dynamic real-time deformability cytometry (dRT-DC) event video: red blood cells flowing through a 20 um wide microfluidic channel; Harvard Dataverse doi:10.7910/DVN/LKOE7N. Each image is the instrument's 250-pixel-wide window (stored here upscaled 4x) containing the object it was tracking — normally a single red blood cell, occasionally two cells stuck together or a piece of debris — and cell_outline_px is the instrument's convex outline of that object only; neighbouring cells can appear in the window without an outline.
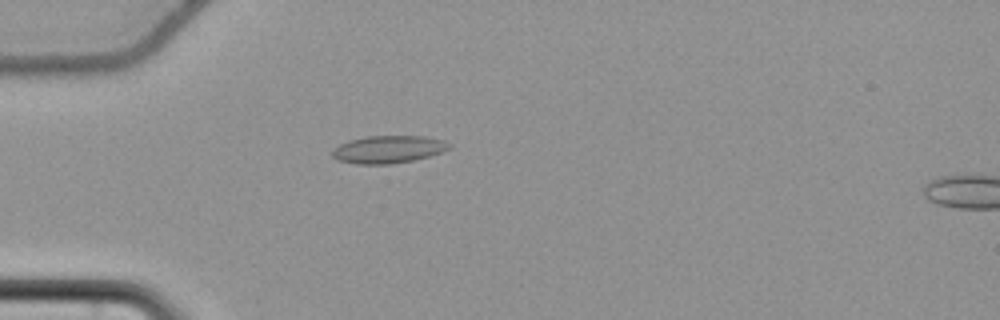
{"species": "common noctule bat (a hibernating species)", "species_latin": "Nyctalus noctula", "temperature_condition": "cold", "stored_images_in_passage": 57, "camera_frame_rate_fps": 3000, "um_per_image_px": 0.085, "animal": {"sex": "female", "body_mass_g": 22.7, "forearm_length_mm": 54.2}, "frame": {"image": 1, "passage_image": 18, "time_ms": 5.667, "image_size_px": [1000, 320], "cell_outline_px": [[452, 148], [444, 152], [412, 160], [392, 164], [356, 164], [336, 160], [332, 156], [332, 148], [348, 140], [368, 136], [424, 136], [444, 140], [452, 144]], "centroid_in_image_um": [33.01, 12.69], "position_along_channel_um": 52.0, "area_um2": 19.02}}
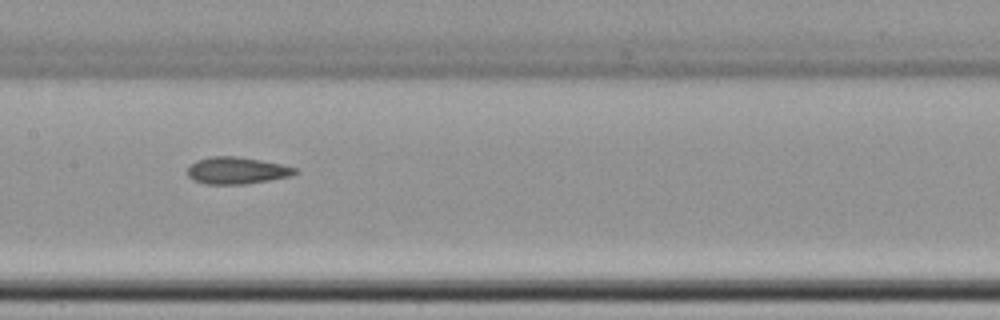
{"frame": {"image": 2, "passage_image": 30, "time_ms": 9.667, "image_size_px": [1000, 320], "cell_outline_px": [[300, 172], [292, 176], [244, 184], [204, 184], [192, 180], [188, 176], [188, 168], [196, 160], [212, 156], [236, 156], [260, 160], [280, 164], [296, 168]], "centroid_in_image_um": [20.12, 14.5], "position_along_channel_um": 187.3, "area_um2": 16.88}}
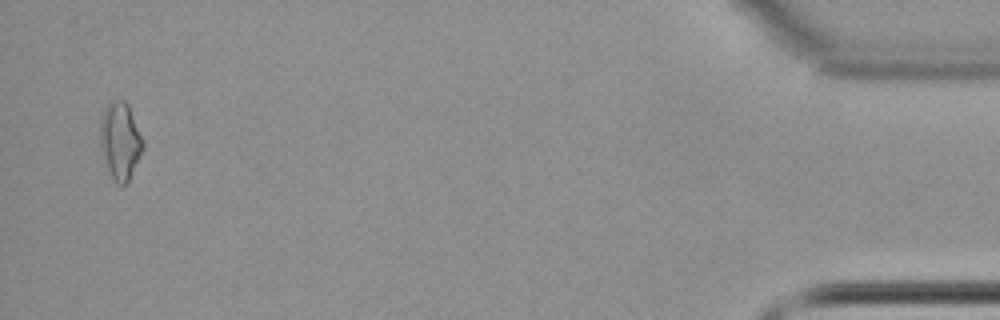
{"frame": {"image": 3, "passage_image": 56, "time_ms": 18.333, "image_size_px": [1000, 320], "cell_outline_px": [[144, 148], [128, 180], [124, 184], [116, 184], [108, 176], [100, 144], [100, 120], [104, 108], [112, 100], [124, 100], [128, 104], [144, 140]], "centroid_in_image_um": [10.2, 11.98], "position_along_channel_um": 425.0, "area_um2": 19.48}, "authors_computed_cell_mechanics": {"area_um2": 17.2822, "velocity_mm_per_s": 3.7125, "shape_relaxation_time_tau1_ms": 4.8808, "shape_relaxation_time_tau2_ms": 3.7044, "deformation_change_tau1": 0.0869, "deformation_change_tau2": 0.1043}}